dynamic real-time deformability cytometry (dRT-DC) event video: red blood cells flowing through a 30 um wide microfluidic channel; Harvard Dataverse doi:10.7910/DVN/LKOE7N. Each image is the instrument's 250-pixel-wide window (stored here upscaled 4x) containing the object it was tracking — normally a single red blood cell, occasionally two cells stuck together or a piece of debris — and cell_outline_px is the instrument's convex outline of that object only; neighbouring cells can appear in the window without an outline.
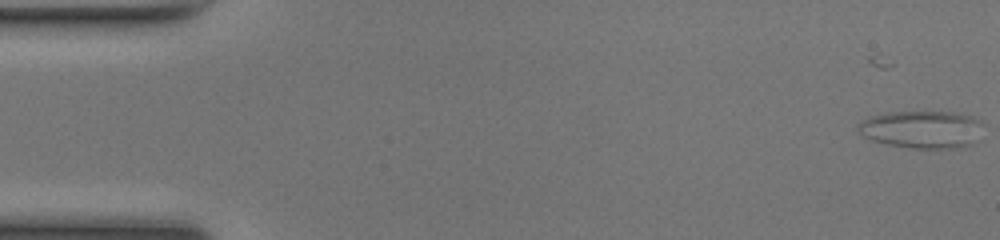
{"species": "common noctule bat (a hibernating species)", "species_latin": "Nyctalus noctula", "temperature_condition": "room temperature", "stored_images_in_passage": 4, "camera_frame_rate_fps": 3000, "um_per_image_px": 0.085, "animal": {"sex": "female", "body_mass_g": 17.0, "forearm_length_mm": 48.0}, "frame": {"image": 1, "passage_image": 4, "time_ms": 1.0, "image_size_px": [1000, 240], "cell_outline_px": [[984, 124], [972, 144], [952, 148], [912, 148], [888, 144], [872, 140], [860, 136], [856, 128], [856, 124], [868, 116], [888, 112], [952, 112], [972, 116], [980, 120]], "centroid_in_image_um": [78.29, 10.99], "position_along_channel_um": 6.7, "area_um2": 27.51}}